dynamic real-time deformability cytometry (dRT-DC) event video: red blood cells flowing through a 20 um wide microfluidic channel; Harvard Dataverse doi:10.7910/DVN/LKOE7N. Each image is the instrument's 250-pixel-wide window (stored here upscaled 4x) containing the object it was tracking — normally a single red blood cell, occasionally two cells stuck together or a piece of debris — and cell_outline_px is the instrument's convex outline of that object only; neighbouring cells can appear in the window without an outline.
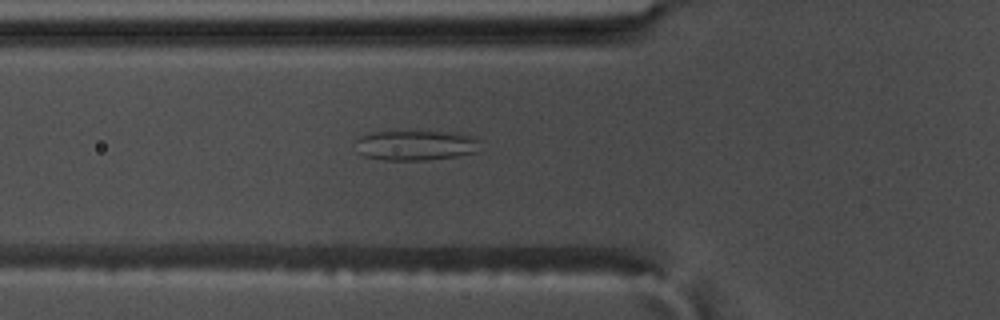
{"species": "common noctule bat (a hibernating species)", "species_latin": "Nyctalus noctula", "temperature_condition": "warm", "stored_images_in_passage": 54, "camera_frame_rate_fps": 3000, "um_per_image_px": 0.085, "animal": {"sex": "male", "body_mass_g": 17.5, "forearm_length_mm": 52.3}, "frame": {"image": 1, "passage_image": 21, "time_ms": 6.667, "image_size_px": [1000, 320], "cell_outline_px": [[480, 140], [476, 152], [456, 156], [428, 160], [384, 160], [364, 156], [356, 152], [356, 140], [360, 136], [372, 132], [456, 132], [476, 136]], "centroid_in_image_um": [35.34, 12.35], "position_along_channel_um": 90.5, "area_um2": 21.96}}
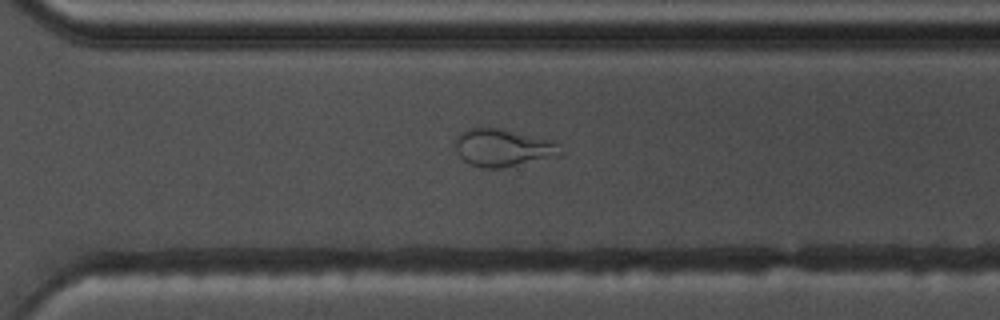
{"frame": {"image": 2, "passage_image": 41, "time_ms": 13.333, "image_size_px": [1000, 320], "cell_outline_px": [[560, 156], [500, 168], [484, 168], [468, 164], [456, 152], [456, 136], [460, 132], [468, 128], [500, 128], [556, 140]], "centroid_in_image_um": [42.74, 12.55], "position_along_channel_um": 327.9, "area_um2": 23.06}}
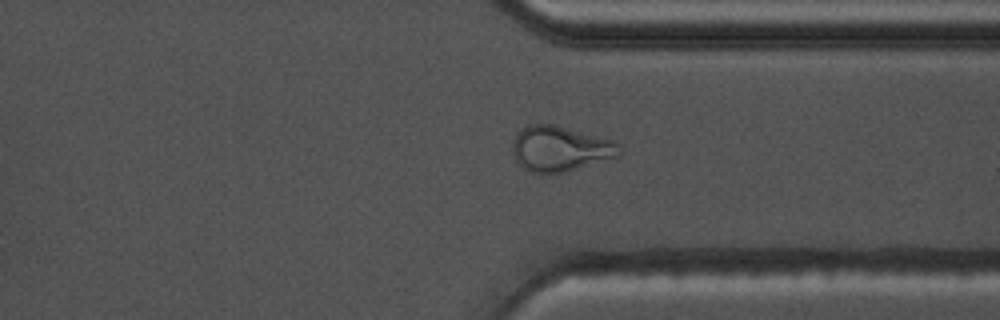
{"frame": {"image": 3, "passage_image": 44, "time_ms": 14.333, "image_size_px": [1000, 320], "cell_outline_px": [[620, 156], [564, 172], [532, 172], [524, 168], [516, 160], [512, 152], [512, 144], [516, 132], [528, 124], [552, 124], [612, 140], [616, 144], [620, 152]], "centroid_in_image_um": [47.56, 12.63], "position_along_channel_um": 363.8, "area_um2": 27.74}, "authors_computed_cell_mechanics": {"area_um2": 26.2701, "velocity_mm_per_s": 3.5631, "shape_relaxation_time_tau1_ms": null, "shape_relaxation_time_tau2_ms": 1.2039, "deformation_change_tau1": null, "deformation_change_tau2": 0.0894}}